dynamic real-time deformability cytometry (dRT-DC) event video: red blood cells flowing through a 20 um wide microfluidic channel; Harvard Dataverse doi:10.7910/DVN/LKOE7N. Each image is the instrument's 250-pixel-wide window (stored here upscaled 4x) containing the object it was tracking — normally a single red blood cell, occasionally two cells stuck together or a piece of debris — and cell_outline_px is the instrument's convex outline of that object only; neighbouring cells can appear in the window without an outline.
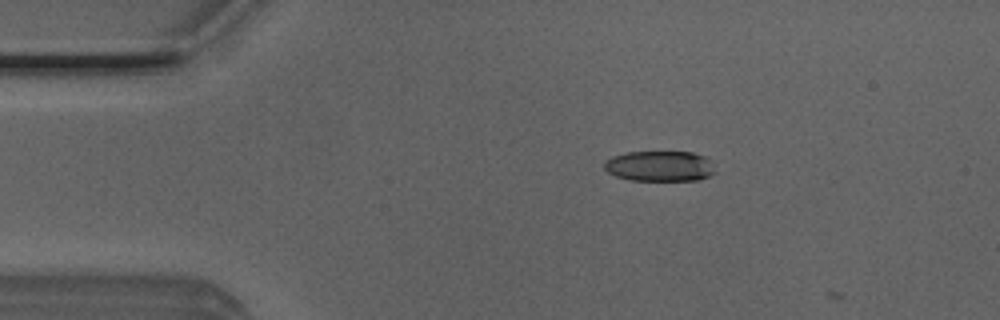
{"species": "Egyptian fruit bat (a non-hibernating species)", "species_latin": "Rousettus aegyptiacus", "temperature_condition": "room temperature", "stored_images_in_passage": 2, "camera_frame_rate_fps": 3000, "um_per_image_px": 0.085, "animal": {"sex": "male"}, "frame": {"image": 1, "passage_image": 1, "time_ms": 0.0, "image_size_px": [1000, 320], "cell_outline_px": [[716, 172], [700, 180], [628, 180], [616, 176], [608, 172], [604, 168], [604, 160], [612, 156], [628, 152], [692, 152], [704, 156], [708, 160]], "centroid_in_image_um": [56.04, 14.12], "position_along_channel_um": 29.0, "area_um2": 19.65}}